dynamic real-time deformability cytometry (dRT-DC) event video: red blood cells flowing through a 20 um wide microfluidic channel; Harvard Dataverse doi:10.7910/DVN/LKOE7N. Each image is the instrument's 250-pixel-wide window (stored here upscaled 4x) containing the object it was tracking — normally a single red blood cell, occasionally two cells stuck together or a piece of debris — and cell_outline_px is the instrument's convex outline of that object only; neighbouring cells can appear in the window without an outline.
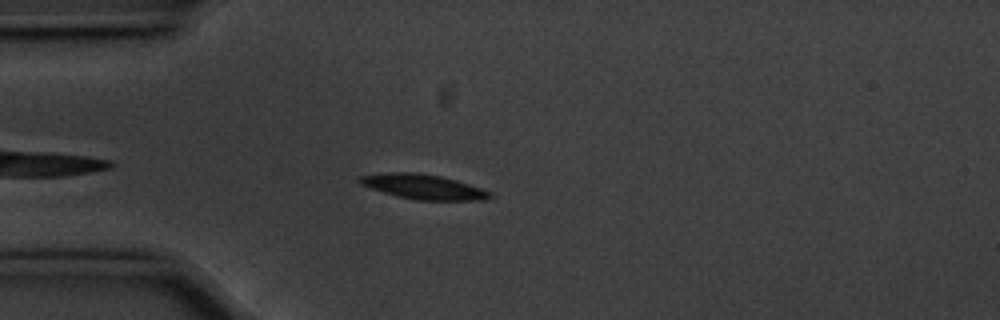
{"species": "common noctule bat (a hibernating species)", "species_latin": "Nyctalus noctula", "temperature_condition": "cold", "stored_images_in_passage": 47, "camera_frame_rate_fps": 3000, "um_per_image_px": 0.085, "animal": {"sex": "male", "body_mass_g": 20.1, "forearm_length_mm": 53.5}, "frame": {"image": 1, "passage_image": 6, "time_ms": 1.667, "image_size_px": [1000, 320], "cell_outline_px": [[492, 196], [484, 200], [416, 200], [396, 196], [360, 184], [356, 180], [360, 176], [392, 172], [416, 172], [440, 176], [456, 180], [480, 188], [488, 192]], "centroid_in_image_um": [35.94, 15.87], "position_along_channel_um": 49.1, "area_um2": 18.55}}
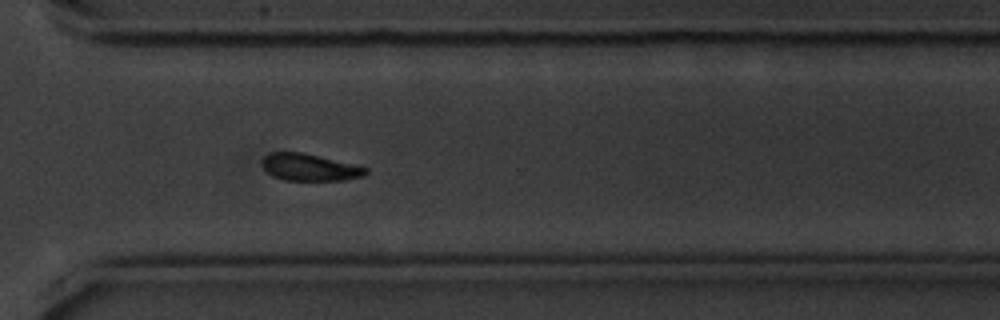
{"frame": {"image": 2, "passage_image": 32, "time_ms": 10.333, "image_size_px": [1000, 320], "cell_outline_px": [[368, 172], [364, 176], [344, 180], [284, 180], [272, 176], [264, 168], [264, 156], [272, 152], [300, 152], [368, 168]], "centroid_in_image_um": [26.32, 14.23], "position_along_channel_um": 344.3, "area_um2": 15.9}}
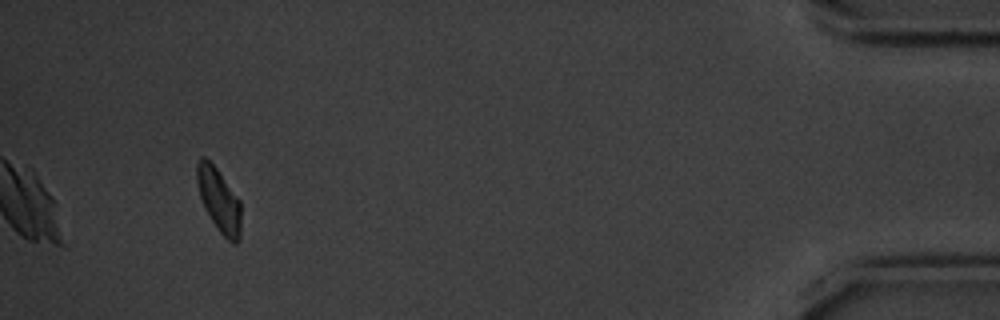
{"frame": {"image": 3, "passage_image": 44, "time_ms": 14.333, "image_size_px": [1000, 320], "cell_outline_px": [[240, 240], [236, 244], [232, 244], [216, 228], [204, 208], [200, 196], [196, 180], [196, 164], [200, 156], [204, 156], [216, 168], [240, 200]], "centroid_in_image_um": [18.6, 17.02], "position_along_channel_um": 416.6, "area_um2": 16.42}, "authors_computed_cell_mechanics": {"area_um2": 17.4556, "velocity_mm_per_s": 3.5362, "shape_relaxation_time_tau1_ms": 2.2854, "shape_relaxation_time_tau2_ms": null, "deformation_change_tau1": 0.0988, "deformation_change_tau2": null}}